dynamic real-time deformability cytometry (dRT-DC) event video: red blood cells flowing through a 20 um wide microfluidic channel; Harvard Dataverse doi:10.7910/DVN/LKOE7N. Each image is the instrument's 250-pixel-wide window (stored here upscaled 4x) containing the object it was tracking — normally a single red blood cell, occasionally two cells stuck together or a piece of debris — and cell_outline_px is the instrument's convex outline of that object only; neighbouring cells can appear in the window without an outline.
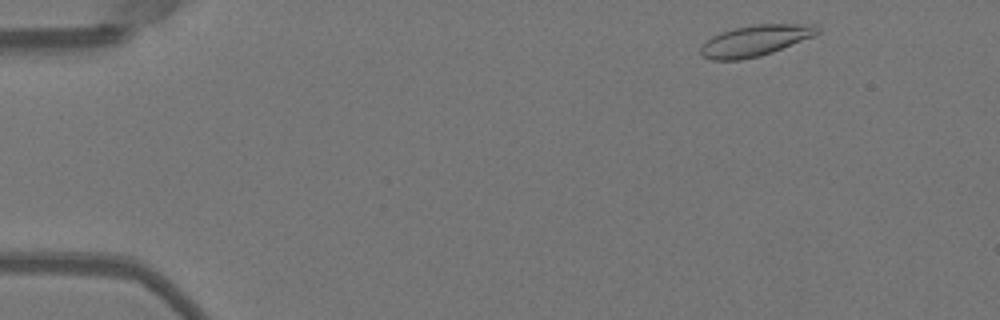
{"species": "Egyptian fruit bat (a non-hibernating species)", "species_latin": "Rousettus aegyptiacus", "temperature_condition": "warm", "stored_images_in_passage": 10, "camera_frame_rate_fps": 3000, "um_per_image_px": 0.085, "animal": {"sex": "female"}, "frame": {"image": 1, "passage_image": 3, "time_ms": 0.667, "image_size_px": [1000, 320], "cell_outline_px": [[820, 32], [816, 36], [772, 52], [760, 56], [740, 60], [712, 60], [704, 56], [700, 52], [700, 48], [712, 36], [720, 32], [732, 28], [752, 24], [816, 24], [820, 28]], "centroid_in_image_um": [64.25, 3.44], "position_along_channel_um": 20.8, "area_um2": 21.27}}